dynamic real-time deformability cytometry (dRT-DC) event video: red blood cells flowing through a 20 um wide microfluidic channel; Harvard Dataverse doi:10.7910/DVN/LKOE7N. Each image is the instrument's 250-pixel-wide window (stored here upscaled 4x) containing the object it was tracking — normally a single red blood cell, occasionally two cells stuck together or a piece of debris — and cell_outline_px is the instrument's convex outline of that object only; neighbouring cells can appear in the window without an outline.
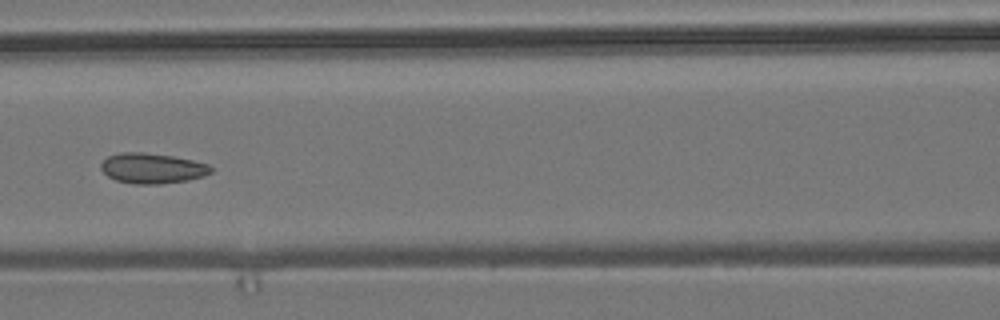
{"species": "common noctule bat (a hibernating species)", "species_latin": "Nyctalus noctula", "temperature_condition": "room temperature", "stored_images_in_passage": 7, "camera_frame_rate_fps": 3000, "um_per_image_px": 0.085, "animal": {"sex": "male", "body_mass_g": 19.2, "forearm_length_mm": 51.8}, "frame": {"image": 1, "passage_image": 7, "time_ms": 2.0, "image_size_px": [1000, 320], "cell_outline_px": [[212, 172], [204, 176], [188, 180], [160, 184], [136, 184], [116, 180], [108, 176], [100, 168], [100, 164], [108, 156], [120, 152], [144, 152], [172, 156], [192, 160], [208, 164], [212, 168]], "centroid_in_image_um": [12.94, 14.3], "position_along_channel_um": 153.7, "area_um2": 19.42}}